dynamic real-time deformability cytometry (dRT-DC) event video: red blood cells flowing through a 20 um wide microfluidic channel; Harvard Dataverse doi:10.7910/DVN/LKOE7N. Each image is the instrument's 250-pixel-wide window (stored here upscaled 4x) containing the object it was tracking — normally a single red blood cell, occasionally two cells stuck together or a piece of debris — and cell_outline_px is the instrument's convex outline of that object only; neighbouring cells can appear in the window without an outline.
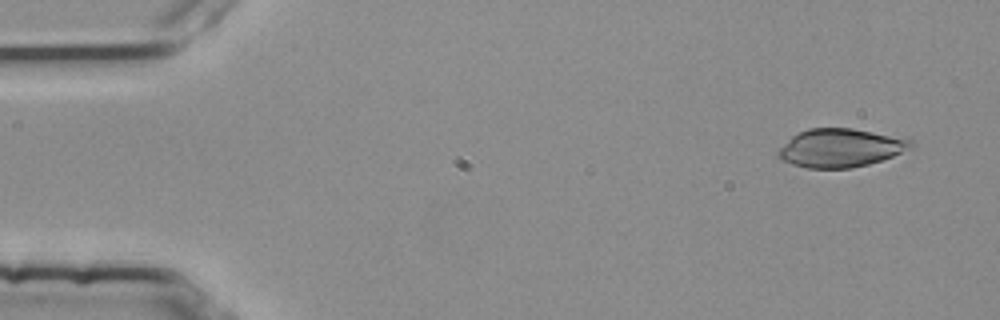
{"species": "common noctule bat (a hibernating species)", "species_latin": "Nyctalus noctula", "temperature_condition": "room temperature", "stored_images_in_passage": 5, "camera_frame_rate_fps": 3000, "um_per_image_px": 0.085, "animal": {"sex": "female", "body_mass_g": 25.1}, "frame": {"image": 1, "passage_image": 1, "time_ms": 0.0, "image_size_px": [1000, 320], "cell_outline_px": [[916, 148], [868, 164], [848, 168], [808, 168], [792, 164], [780, 160], [776, 156], [776, 152], [792, 136], [808, 128], [852, 128], [912, 140], [916, 144]], "centroid_in_image_um": [71.44, 12.58], "position_along_channel_um": 13.6, "area_um2": 29.65}}
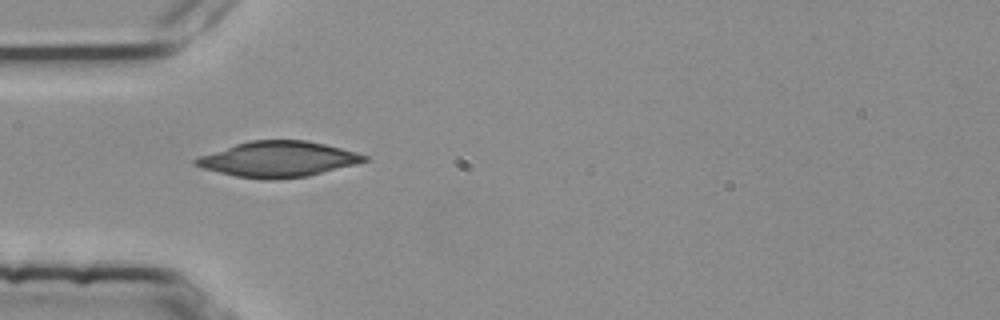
{"frame": {"image": 2, "passage_image": 4, "time_ms": 1.0, "image_size_px": [1000, 320], "cell_outline_px": [[368, 160], [356, 164], [308, 176], [272, 180], [264, 180], [236, 176], [204, 168], [192, 164], [192, 160], [196, 156], [236, 144], [252, 140], [304, 140], [324, 144], [356, 152], [368, 156]], "centroid_in_image_um": [23.6, 13.53], "position_along_channel_um": 61.4, "area_um2": 34.85}}